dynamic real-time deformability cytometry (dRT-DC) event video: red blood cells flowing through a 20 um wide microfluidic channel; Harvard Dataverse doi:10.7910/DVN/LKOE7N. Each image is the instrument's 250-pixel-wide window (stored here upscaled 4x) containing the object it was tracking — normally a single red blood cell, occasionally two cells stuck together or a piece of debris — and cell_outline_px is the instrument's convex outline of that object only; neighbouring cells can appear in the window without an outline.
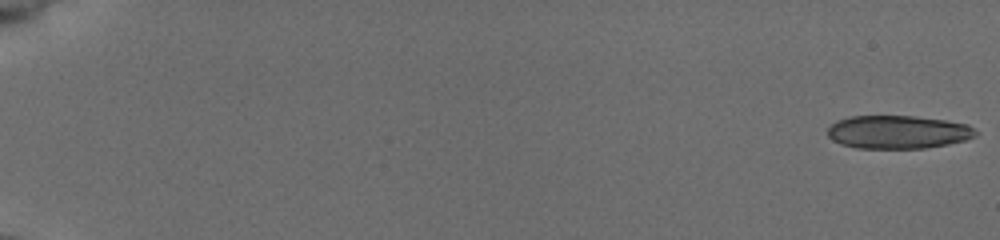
{"species": "common noctule bat (a hibernating species)", "species_latin": "Nyctalus noctula", "temperature_condition": "cold", "stored_images_in_passage": 55, "camera_frame_rate_fps": 3000, "um_per_image_px": 0.085, "animal": {"sex": "female", "body_mass_g": 19.5, "forearm_length_mm": 54.1}, "frame": {"image": 1, "passage_image": 1, "time_ms": 0.0, "image_size_px": [1000, 240], "cell_outline_px": [[980, 132], [976, 136], [964, 140], [948, 144], [924, 148], [856, 148], [840, 144], [832, 140], [828, 136], [828, 128], [836, 120], [852, 116], [912, 116], [944, 120], [968, 124]], "centroid_in_image_um": [76.33, 11.22], "position_along_channel_um": 8.7, "area_um2": 28.73}}
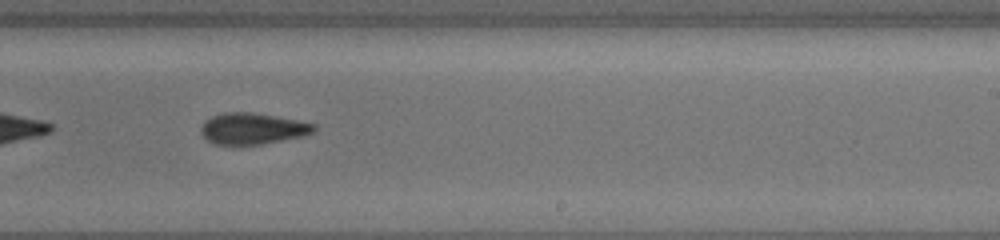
{"frame": {"image": 2, "passage_image": 37, "time_ms": 12.0, "image_size_px": [1000, 240], "cell_outline_px": [[316, 128], [312, 132], [300, 136], [260, 144], [212, 144], [200, 132], [200, 128], [204, 120], [212, 116], [224, 112], [252, 112], [296, 120], [316, 124]], "centroid_in_image_um": [21.4, 10.92], "position_along_channel_um": 267.6, "area_um2": 20.29}}
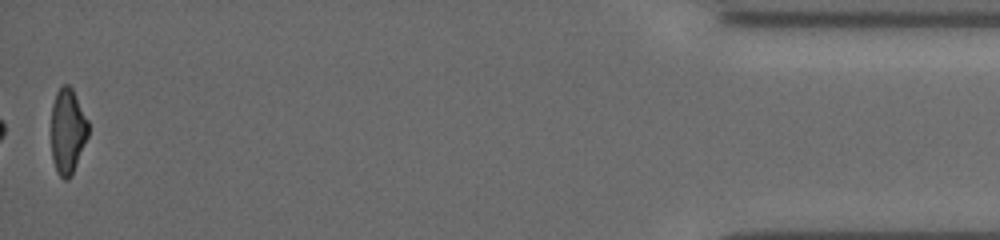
{"frame": {"image": 3, "passage_image": 55, "time_ms": 18.0, "image_size_px": [1000, 240], "cell_outline_px": [[88, 136], [72, 176], [68, 180], [64, 180], [56, 172], [52, 160], [52, 104], [56, 92], [64, 84], [68, 84], [72, 88], [88, 120]], "centroid_in_image_um": [5.75, 11.18], "position_along_channel_um": 429.5, "area_um2": 18.5}, "authors_computed_cell_mechanics": {"area_um2": 21.5016, "velocity_mm_per_s": 3.9251, "shape_relaxation_time_tau1_ms": 6.4901, "shape_relaxation_time_tau2_ms": 4.6315, "deformation_change_tau1": 0.1875, "deformation_change_tau2": 0.1293}}